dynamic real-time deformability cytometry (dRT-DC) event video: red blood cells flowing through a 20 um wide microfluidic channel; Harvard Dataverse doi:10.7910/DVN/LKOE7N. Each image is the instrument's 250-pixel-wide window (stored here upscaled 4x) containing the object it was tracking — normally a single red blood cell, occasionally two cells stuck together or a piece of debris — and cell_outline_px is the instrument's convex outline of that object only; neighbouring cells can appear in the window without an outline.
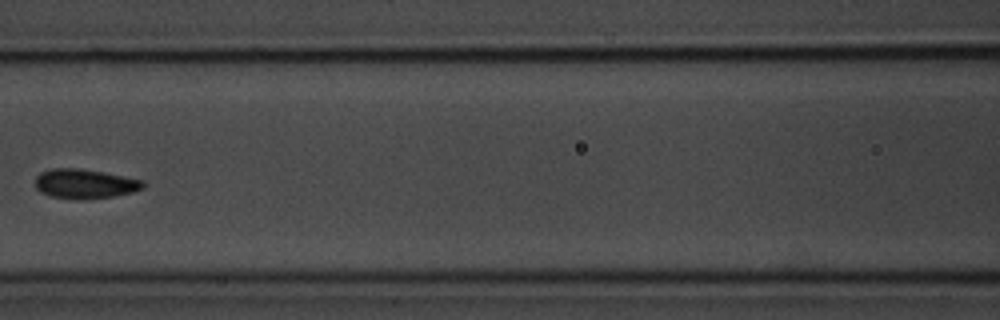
{"species": "common noctule bat (a hibernating species)", "species_latin": "Nyctalus noctula", "temperature_condition": "room temperature", "stored_images_in_passage": 9, "camera_frame_rate_fps": 3000, "um_per_image_px": 0.085, "animal": {"sex": "male", "body_mass_g": 20.1, "forearm_length_mm": 53.5}, "frame": {"image": 1, "passage_image": 7, "time_ms": 7.0, "image_size_px": [1000, 320], "cell_outline_px": [[144, 188], [132, 192], [112, 196], [88, 200], [80, 200], [48, 196], [40, 192], [36, 188], [36, 176], [40, 172], [52, 168], [76, 168], [104, 172], [144, 180]], "centroid_in_image_um": [7.19, 15.63], "position_along_channel_um": 159.4, "area_um2": 18.73}}
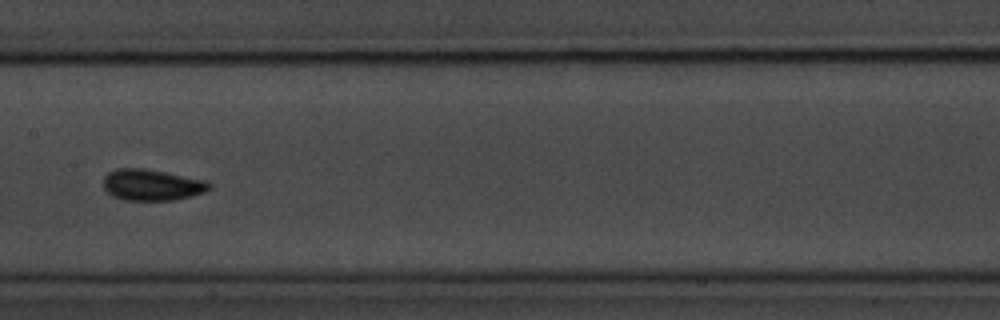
{"frame": {"image": 2, "passage_image": 8, "time_ms": 8.0, "image_size_px": [1000, 320], "cell_outline_px": [[212, 188], [204, 192], [192, 196], [172, 200], [124, 200], [112, 196], [104, 188], [104, 176], [108, 172], [116, 168], [144, 168], [208, 180], [212, 184]], "centroid_in_image_um": [12.93, 15.71], "position_along_channel_um": 194.5, "area_um2": 19.48}}
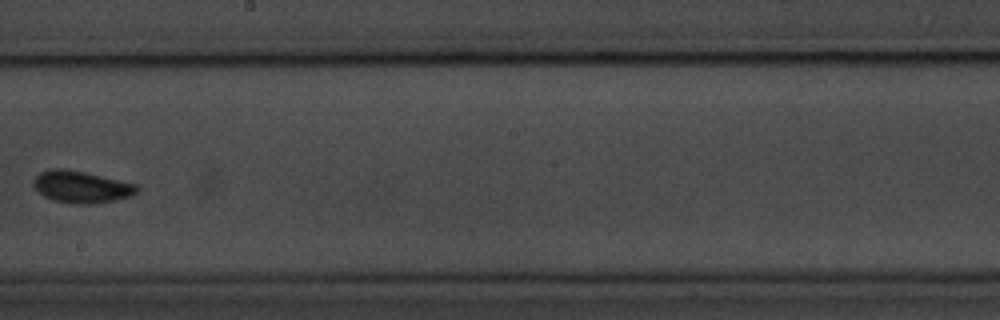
{"frame": {"image": 3, "passage_image": 9, "time_ms": 9.333, "image_size_px": [1000, 320], "cell_outline_px": [[136, 192], [128, 196], [116, 200], [96, 204], [72, 204], [52, 200], [44, 196], [32, 184], [36, 176], [40, 172], [52, 168], [64, 168], [84, 172], [136, 184]], "centroid_in_image_um": [6.87, 15.89], "position_along_channel_um": 241.3, "area_um2": 19.07}}